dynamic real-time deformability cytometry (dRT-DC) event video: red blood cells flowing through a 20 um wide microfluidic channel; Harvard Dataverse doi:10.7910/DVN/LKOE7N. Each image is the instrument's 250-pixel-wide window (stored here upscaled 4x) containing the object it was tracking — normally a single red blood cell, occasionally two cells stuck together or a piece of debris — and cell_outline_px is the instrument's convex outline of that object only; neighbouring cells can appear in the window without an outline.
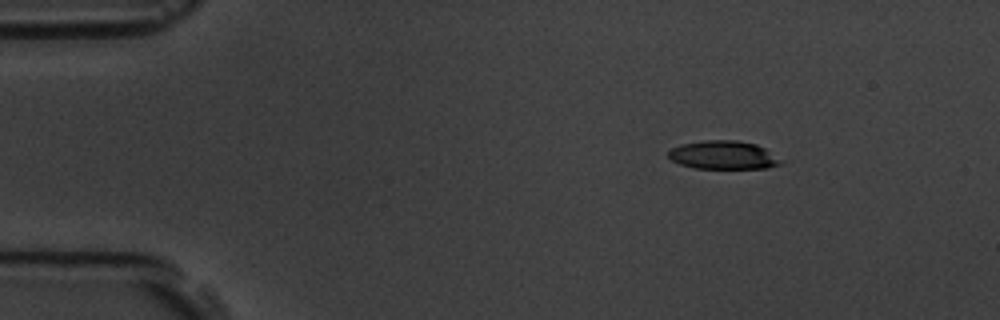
{"species": "common noctule bat (a hibernating species)", "species_latin": "Nyctalus noctula", "temperature_condition": "room temperature", "stored_images_in_passage": 9, "camera_frame_rate_fps": 3000, "um_per_image_px": 0.085, "animal": {"sex": "male", "body_mass_g": 19.5, "forearm_length_mm": 54.6}, "frame": {"image": 1, "passage_image": 1, "time_ms": 0.0, "image_size_px": [1000, 320], "cell_outline_px": [[784, 160], [780, 164], [768, 168], [696, 168], [680, 164], [672, 160], [668, 156], [668, 152], [672, 148], [680, 144], [704, 140], [736, 140], [756, 144], [764, 148]], "centroid_in_image_um": [61.49, 13.17], "position_along_channel_um": 23.5, "area_um2": 18.61}}
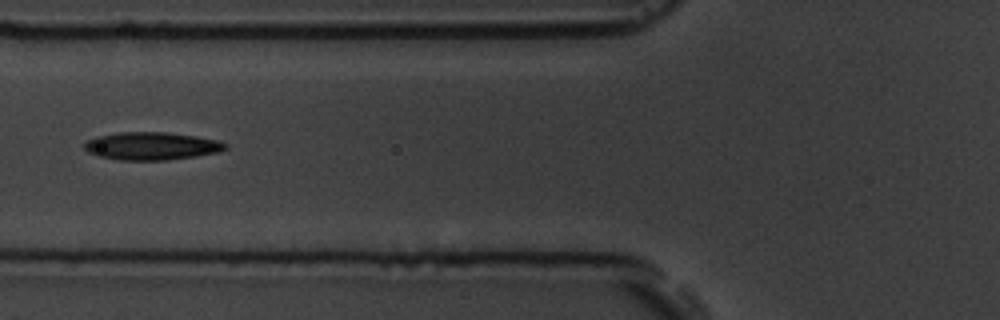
{"frame": {"image": 2, "passage_image": 5, "time_ms": 4.667, "image_size_px": [1000, 320], "cell_outline_px": [[228, 148], [216, 152], [196, 156], [164, 160], [120, 160], [96, 156], [88, 152], [84, 148], [84, 140], [96, 136], [120, 132], [168, 132], [196, 136], [220, 140], [228, 144]], "centroid_in_image_um": [12.86, 12.4], "position_along_channel_um": 112.9, "area_um2": 23.06}}
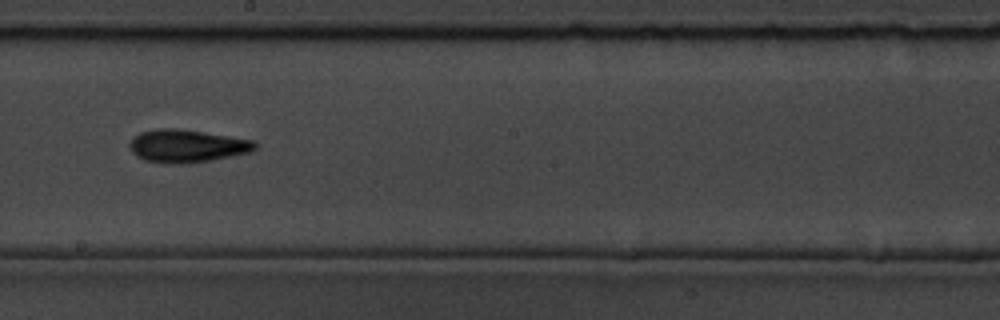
{"frame": {"image": 3, "passage_image": 8, "time_ms": 8.0, "image_size_px": [1000, 320], "cell_outline_px": [[256, 148], [248, 152], [188, 164], [168, 164], [144, 160], [136, 156], [132, 152], [128, 144], [140, 132], [156, 128], [176, 128], [204, 132], [256, 140]], "centroid_in_image_um": [15.85, 12.4], "position_along_channel_um": 232.3, "area_um2": 23.93}}